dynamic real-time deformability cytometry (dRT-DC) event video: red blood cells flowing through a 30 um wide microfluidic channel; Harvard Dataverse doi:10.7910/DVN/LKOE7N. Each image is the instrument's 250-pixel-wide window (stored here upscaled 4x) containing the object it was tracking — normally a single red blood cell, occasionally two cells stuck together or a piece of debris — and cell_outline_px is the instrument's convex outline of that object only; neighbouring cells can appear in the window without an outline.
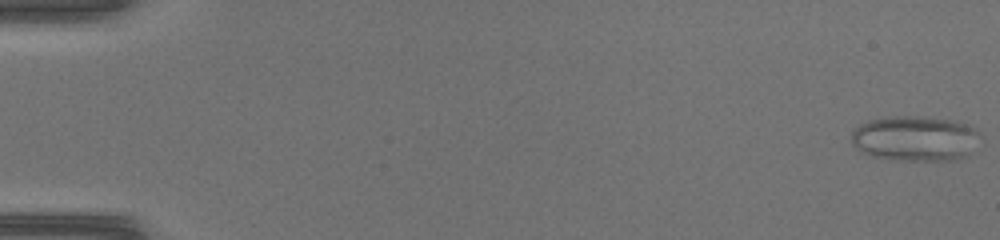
{"species": "common noctule bat (a hibernating species)", "species_latin": "Nyctalus noctula", "temperature_condition": "warm", "stored_images_in_passage": 47, "camera_frame_rate_fps": 3000, "um_per_image_px": 0.085, "animal": {"sex": "female", "body_mass_g": 17.0, "forearm_length_mm": 48.0}, "frame": {"image": 1, "passage_image": 1, "time_ms": 0.0, "image_size_px": [1000, 240], "cell_outline_px": [[972, 132], [968, 156], [952, 160], [908, 160], [876, 156], [864, 152], [856, 148], [852, 144], [852, 132], [860, 124], [868, 120], [900, 116], [916, 116], [948, 120], [964, 124], [972, 128]], "centroid_in_image_um": [77.64, 11.77], "position_along_channel_um": 7.4, "area_um2": 32.25}}
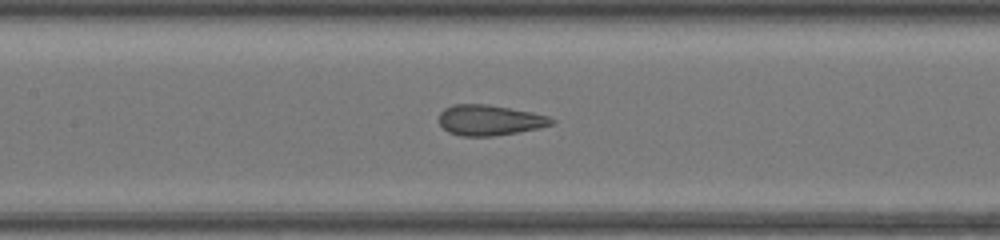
{"frame": {"image": 2, "passage_image": 23, "time_ms": 7.333, "image_size_px": [1000, 240], "cell_outline_px": [[556, 120], [552, 124], [540, 128], [492, 136], [460, 136], [448, 132], [440, 124], [440, 112], [444, 108], [452, 104], [488, 104], [532, 112], [548, 116]], "centroid_in_image_um": [41.61, 10.21], "position_along_channel_um": 165.8, "area_um2": 20.0}}
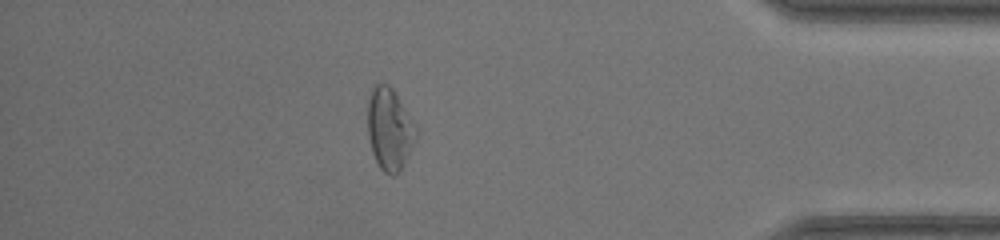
{"frame": {"image": 3, "passage_image": 41, "time_ms": 13.333, "image_size_px": [1000, 240], "cell_outline_px": [[420, 128], [404, 164], [400, 172], [396, 176], [392, 176], [384, 172], [380, 168], [372, 152], [368, 136], [368, 100], [372, 84], [388, 84], [392, 88]], "centroid_in_image_um": [33.13, 10.96], "position_along_channel_um": 402.1, "area_um2": 23.52}}